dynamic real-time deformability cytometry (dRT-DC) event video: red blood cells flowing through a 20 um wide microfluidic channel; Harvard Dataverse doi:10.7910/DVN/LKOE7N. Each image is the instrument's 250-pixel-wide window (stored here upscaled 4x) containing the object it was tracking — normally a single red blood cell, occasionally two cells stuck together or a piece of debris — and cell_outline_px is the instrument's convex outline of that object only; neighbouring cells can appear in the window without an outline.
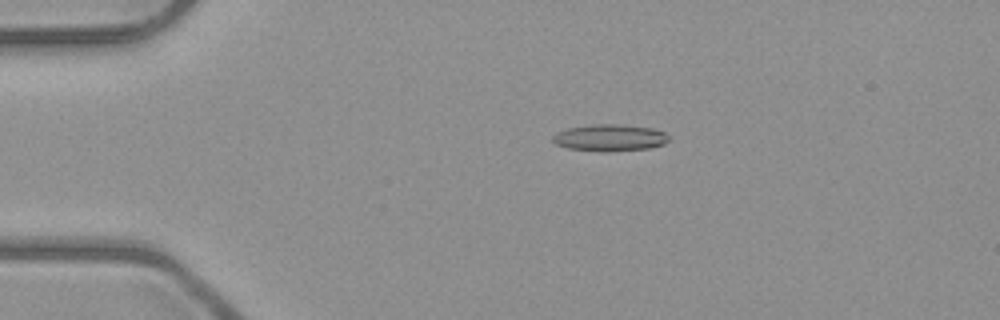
{"species": "common noctule bat (a hibernating species)", "species_latin": "Nyctalus noctula", "temperature_condition": "room temperature", "stored_images_in_passage": 2, "camera_frame_rate_fps": 3000, "um_per_image_px": 0.085, "animal": {"sex": "male", "body_mass_g": 23.1, "forearm_length_mm": 52.7}, "frame": {"image": 1, "passage_image": 1, "time_ms": 0.0, "image_size_px": [1000, 320], "cell_outline_px": [[668, 140], [664, 144], [648, 148], [612, 152], [604, 152], [568, 148], [556, 144], [552, 140], [552, 136], [568, 128], [592, 124], [620, 124], [652, 128], [664, 132], [668, 136]], "centroid_in_image_um": [51.84, 11.71], "position_along_channel_um": 33.2, "area_um2": 18.09}}